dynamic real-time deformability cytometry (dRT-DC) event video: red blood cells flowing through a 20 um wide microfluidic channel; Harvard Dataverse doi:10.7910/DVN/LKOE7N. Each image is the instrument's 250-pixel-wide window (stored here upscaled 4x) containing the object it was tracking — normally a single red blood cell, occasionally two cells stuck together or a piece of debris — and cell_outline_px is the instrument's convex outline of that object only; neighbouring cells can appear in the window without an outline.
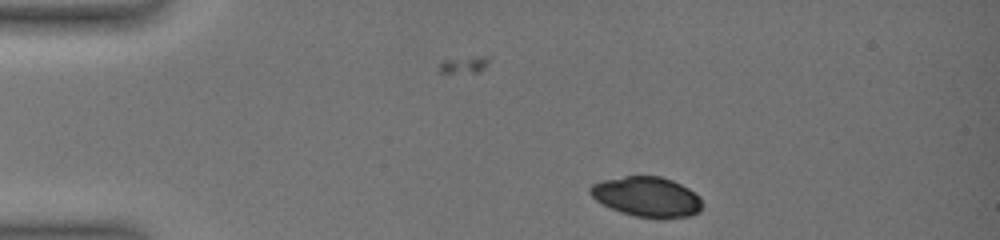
{"species": "common noctule bat (a hibernating species)", "species_latin": "Nyctalus noctula", "temperature_condition": "warm", "stored_images_in_passage": 48, "camera_frame_rate_fps": 3000, "um_per_image_px": 0.085, "animal": {"sex": "female", "body_mass_g": 19.0, "forearm_length_mm": 51.5}, "frame": {"image": 1, "passage_image": 1, "time_ms": 0.0, "image_size_px": [1000, 240], "cell_outline_px": [[704, 204], [700, 212], [692, 216], [660, 220], [656, 220], [636, 216], [620, 212], [596, 200], [588, 192], [588, 188], [592, 184], [600, 180], [624, 176], [660, 176], [672, 180], [688, 188], [700, 196]], "centroid_in_image_um": [55.03, 16.75], "position_along_channel_um": 30.0, "area_um2": 26.76}}
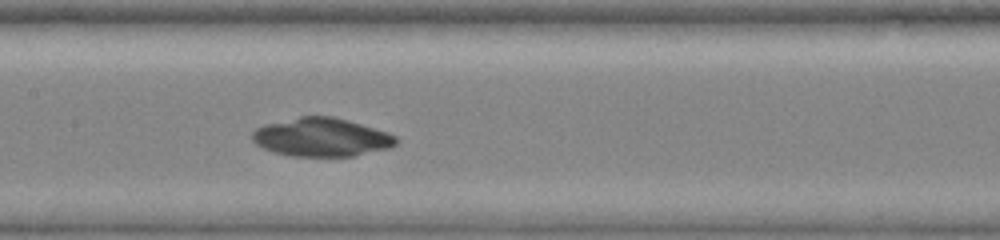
{"frame": {"image": 2, "passage_image": 24, "time_ms": 6.0, "image_size_px": [1000, 240], "cell_outline_px": [[400, 140], [392, 148], [352, 156], [288, 156], [264, 148], [256, 144], [252, 140], [252, 132], [256, 128], [264, 124], [300, 116], [332, 116], [348, 120], [388, 132], [396, 136]], "centroid_in_image_um": [27.35, 11.66], "position_along_channel_um": 180.0, "area_um2": 32.43}}
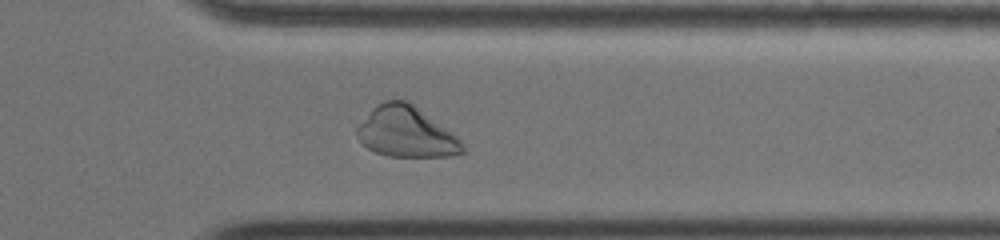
{"frame": {"image": 3, "passage_image": 43, "time_ms": 11.333, "image_size_px": [1000, 240], "cell_outline_px": [[468, 148], [464, 152], [452, 156], [388, 156], [376, 152], [368, 148], [356, 136], [356, 128], [372, 108], [376, 104], [384, 100], [408, 100], [456, 136]], "centroid_in_image_um": [34.52, 11.22], "position_along_channel_um": 376.9, "area_um2": 30.98}}